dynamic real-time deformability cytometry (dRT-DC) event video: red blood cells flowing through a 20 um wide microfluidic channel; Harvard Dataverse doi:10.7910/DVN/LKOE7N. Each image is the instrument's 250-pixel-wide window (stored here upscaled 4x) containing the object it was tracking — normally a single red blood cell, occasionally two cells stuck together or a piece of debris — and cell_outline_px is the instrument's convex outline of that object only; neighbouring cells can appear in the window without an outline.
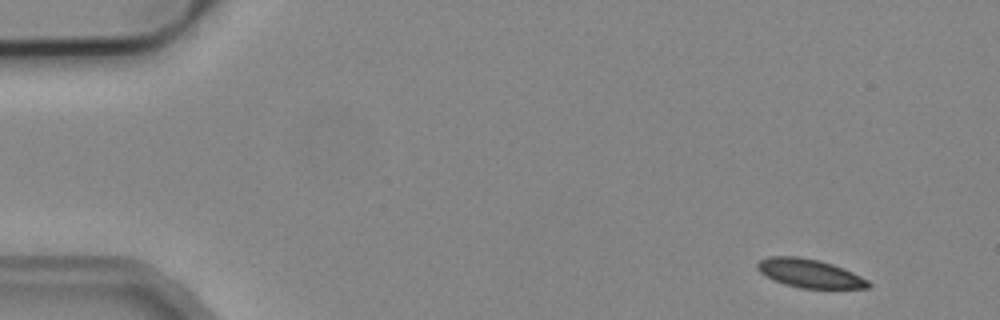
{"species": "common noctule bat (a hibernating species)", "species_latin": "Nyctalus noctula", "temperature_condition": "cold", "stored_images_in_passage": 5, "segment_of_instrument_passage": [1, 2], "camera_frame_rate_fps": 3000, "um_per_image_px": 0.085, "animal": {"sex": "male", "body_mass_g": 19.2, "forearm_length_mm": 51.8}, "frame": {"image": 1, "passage_image": 1, "time_ms": 0.0, "image_size_px": [1000, 320], "cell_outline_px": [[872, 284], [868, 288], [800, 288], [784, 284], [760, 272], [756, 268], [756, 264], [760, 260], [768, 256], [800, 256], [820, 260], [844, 268], [868, 280]], "centroid_in_image_um": [68.82, 23.22], "position_along_channel_um": 16.2, "area_um2": 18.44}}
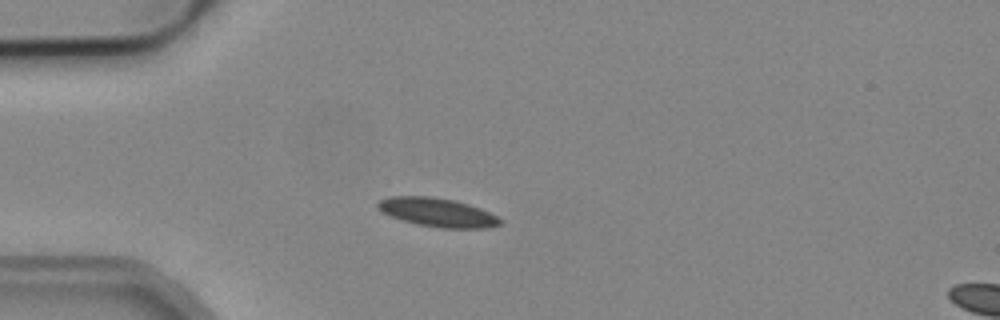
{"frame": {"image": 2, "passage_image": 4, "time_ms": 1.0, "image_size_px": [1000, 320], "cell_outline_px": [[504, 220], [500, 224], [488, 228], [440, 228], [416, 224], [392, 216], [384, 212], [376, 204], [380, 200], [388, 196], [432, 196], [456, 200], [480, 208]], "centroid_in_image_um": [37.22, 18.04], "position_along_channel_um": 47.8, "area_um2": 20.4}}